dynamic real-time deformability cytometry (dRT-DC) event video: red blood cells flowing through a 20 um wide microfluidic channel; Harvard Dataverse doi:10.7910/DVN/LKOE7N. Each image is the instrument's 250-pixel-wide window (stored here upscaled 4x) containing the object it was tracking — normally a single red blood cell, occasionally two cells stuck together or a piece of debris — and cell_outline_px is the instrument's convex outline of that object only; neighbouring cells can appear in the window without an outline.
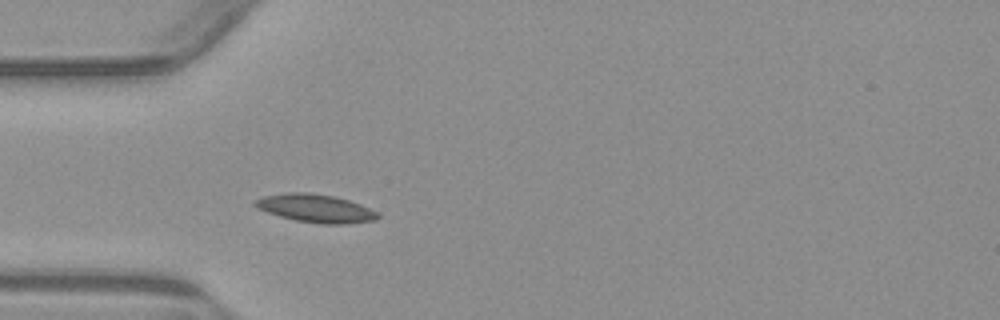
{"species": "common noctule bat (a hibernating species)", "species_latin": "Nyctalus noctula", "temperature_condition": "warm", "stored_images_in_passage": 36, "camera_frame_rate_fps": 3000, "um_per_image_px": 0.085, "animal": {"sex": "male", "body_mass_g": 23.1, "forearm_length_mm": 52.7}, "frame": {"image": 1, "passage_image": 4, "time_ms": 1.0, "image_size_px": [1000, 320], "cell_outline_px": [[380, 216], [376, 220], [348, 224], [324, 224], [296, 220], [280, 216], [268, 212], [252, 204], [256, 200], [264, 196], [288, 192], [308, 192], [336, 196], [360, 204], [376, 212]], "centroid_in_image_um": [26.86, 17.7], "position_along_channel_um": 58.1, "area_um2": 19.94}}
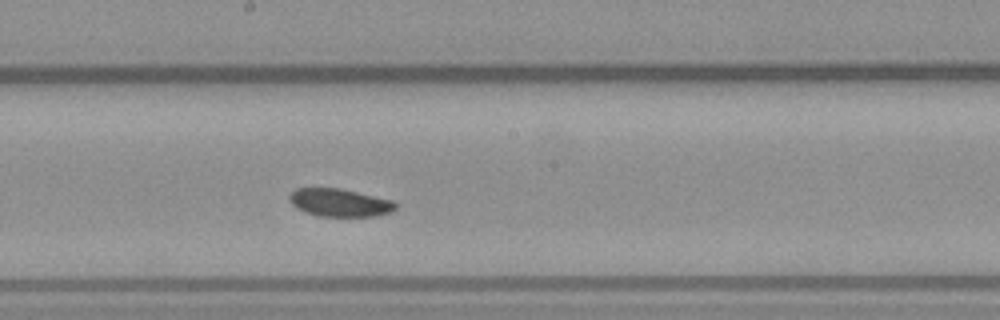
{"frame": {"image": 2, "passage_image": 17, "time_ms": 5.333, "image_size_px": [1000, 320], "cell_outline_px": [[396, 208], [392, 212], [376, 216], [320, 216], [304, 212], [296, 208], [288, 200], [288, 196], [296, 188], [340, 188], [392, 200], [396, 204]], "centroid_in_image_um": [28.85, 17.22], "position_along_channel_um": 219.4, "area_um2": 17.28}}
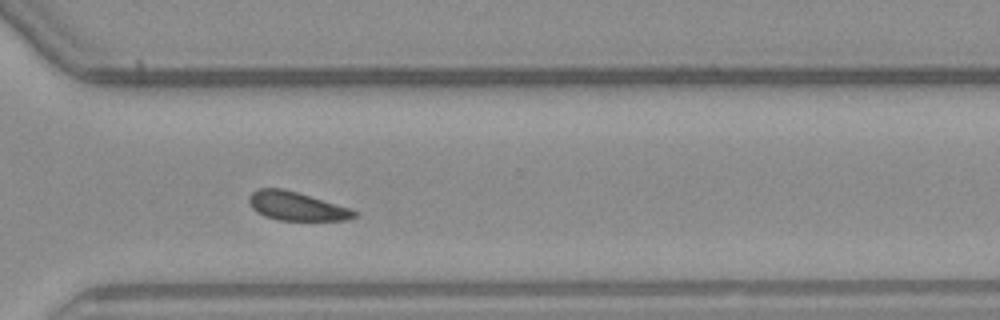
{"frame": {"image": 3, "passage_image": 27, "time_ms": 8.667, "image_size_px": [1000, 320], "cell_outline_px": [[360, 216], [348, 220], [276, 220], [264, 216], [256, 212], [252, 208], [248, 200], [248, 196], [252, 192], [260, 188], [280, 188], [296, 192], [352, 208]], "centroid_in_image_um": [25.22, 17.54], "position_along_channel_um": 345.4, "area_um2": 17.69}, "authors_computed_cell_mechanics": {"area_um2": 18.0625, "velocity_mm_per_s": 3.7855, "shape_relaxation_time_tau1_ms": 2.3829, "shape_relaxation_time_tau2_ms": null, "deformation_change_tau1": 0.0549, "deformation_change_tau2": null}}